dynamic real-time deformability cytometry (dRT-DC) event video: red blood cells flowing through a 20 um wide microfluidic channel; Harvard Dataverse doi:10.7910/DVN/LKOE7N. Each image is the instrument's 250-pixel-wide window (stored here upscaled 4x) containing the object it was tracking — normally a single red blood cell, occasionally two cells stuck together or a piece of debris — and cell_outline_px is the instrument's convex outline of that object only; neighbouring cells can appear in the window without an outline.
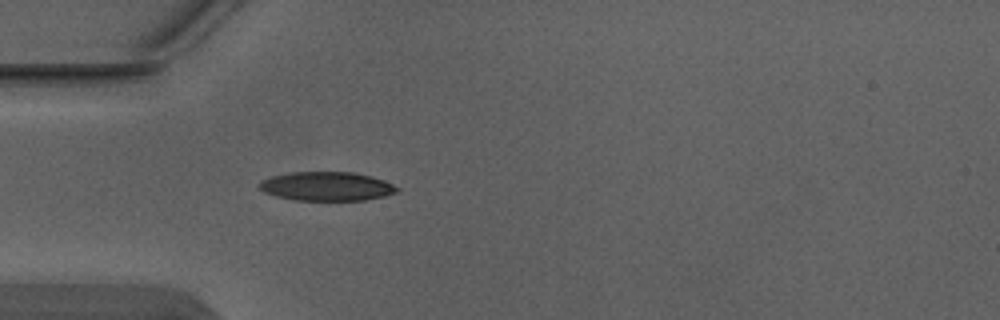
{"species": "Egyptian fruit bat (a non-hibernating species)", "species_latin": "Rousettus aegyptiacus", "temperature_condition": "warm", "stored_images_in_passage": 4, "camera_frame_rate_fps": 3000, "um_per_image_px": 0.085, "animal": {"sex": "male"}, "frame": {"image": 1, "passage_image": 4, "time_ms": 1.0, "image_size_px": [1000, 320], "cell_outline_px": [[400, 188], [396, 192], [384, 196], [364, 200], [296, 200], [276, 196], [264, 192], [260, 188], [260, 180], [272, 176], [288, 172], [352, 172], [372, 176], [384, 180]], "centroid_in_image_um": [27.77, 15.83], "position_along_channel_um": 57.2, "area_um2": 23.18}}